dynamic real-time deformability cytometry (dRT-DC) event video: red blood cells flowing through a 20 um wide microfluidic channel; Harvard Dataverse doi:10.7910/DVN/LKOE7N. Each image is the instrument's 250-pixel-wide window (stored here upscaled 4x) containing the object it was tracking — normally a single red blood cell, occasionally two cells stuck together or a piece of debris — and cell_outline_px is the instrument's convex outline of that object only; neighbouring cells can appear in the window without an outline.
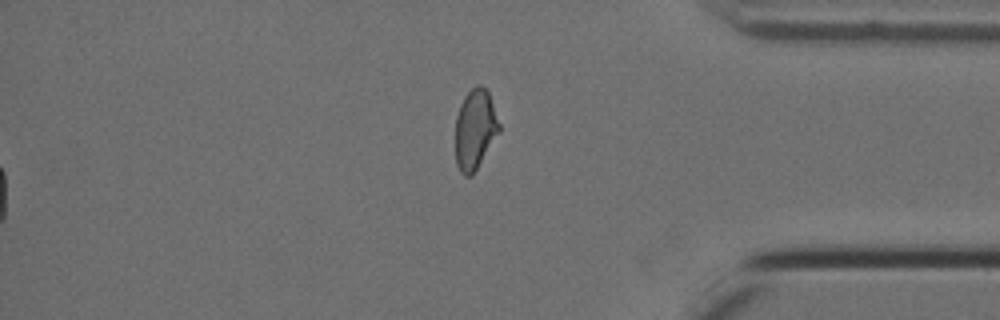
{"species": "Egyptian fruit bat (a non-hibernating species)", "species_latin": "Rousettus aegyptiacus", "temperature_condition": "cold", "stored_images_in_passage": 15, "segment_of_instrument_passage": [2, 2], "camera_frame_rate_fps": 3000, "um_per_image_px": 0.085, "animal": {"sex": "female"}, "frame": {"image": 1, "passage_image": 15, "time_ms": 4.667, "image_size_px": [1000, 320], "cell_outline_px": [[500, 132], [472, 176], [464, 176], [460, 172], [456, 164], [456, 116], [460, 104], [464, 96], [476, 84], [480, 84], [488, 92], [500, 124]], "centroid_in_image_um": [40.38, 11.01], "position_along_channel_um": 394.8, "area_um2": 20.46}}